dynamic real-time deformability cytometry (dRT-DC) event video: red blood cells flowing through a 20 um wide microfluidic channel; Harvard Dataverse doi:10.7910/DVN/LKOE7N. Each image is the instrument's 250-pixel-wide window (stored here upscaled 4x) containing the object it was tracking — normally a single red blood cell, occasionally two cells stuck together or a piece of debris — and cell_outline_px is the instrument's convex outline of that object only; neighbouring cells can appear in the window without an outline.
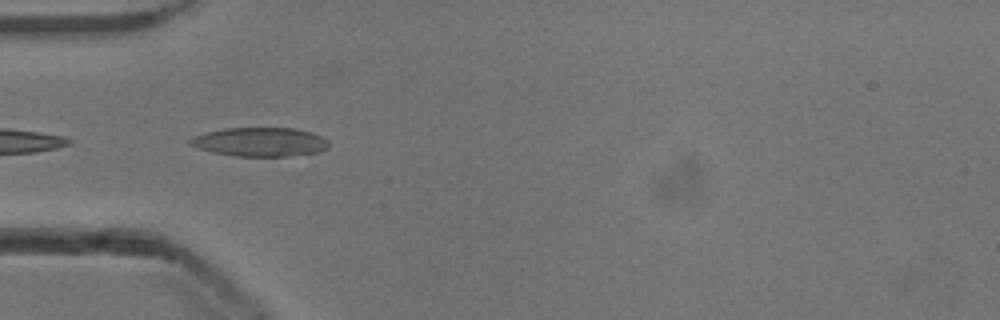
{"species": "common noctule bat (a hibernating species)", "species_latin": "Nyctalus noctula", "temperature_condition": "cold", "stored_images_in_passage": 19, "camera_frame_rate_fps": 3000, "um_per_image_px": 0.085, "animal": {"sex": "male", "body_mass_g": 13.3}, "frame": {"image": 1, "passage_image": 6, "time_ms": 1.667, "image_size_px": [1000, 320], "cell_outline_px": [[328, 148], [320, 152], [288, 156], [236, 156], [212, 152], [188, 144], [188, 140], [192, 136], [204, 132], [224, 128], [296, 128], [312, 132], [328, 140]], "centroid_in_image_um": [22.09, 12.06], "position_along_channel_um": 62.9, "area_um2": 23.52}}
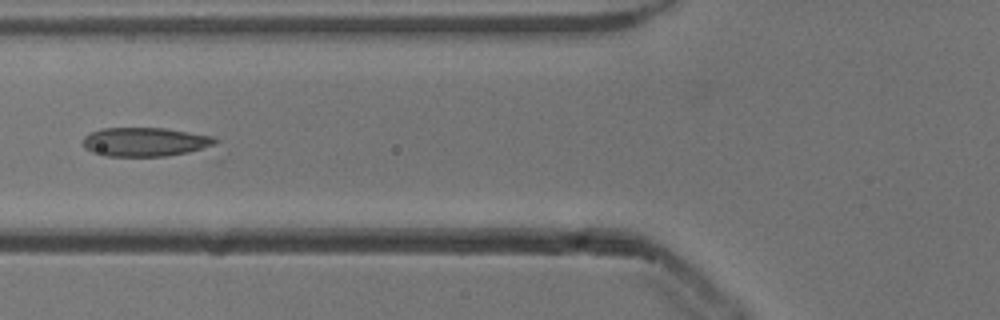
{"frame": {"image": 2, "passage_image": 10, "time_ms": 3.0, "image_size_px": [1000, 320], "cell_outline_px": [[224, 160], [216, 160], [104, 156], [92, 152], [84, 148], [84, 136], [100, 128], [164, 128], [212, 136], [220, 140]], "centroid_in_image_um": [13.03, 12.23], "position_along_channel_um": 112.8, "area_um2": 26.59}}